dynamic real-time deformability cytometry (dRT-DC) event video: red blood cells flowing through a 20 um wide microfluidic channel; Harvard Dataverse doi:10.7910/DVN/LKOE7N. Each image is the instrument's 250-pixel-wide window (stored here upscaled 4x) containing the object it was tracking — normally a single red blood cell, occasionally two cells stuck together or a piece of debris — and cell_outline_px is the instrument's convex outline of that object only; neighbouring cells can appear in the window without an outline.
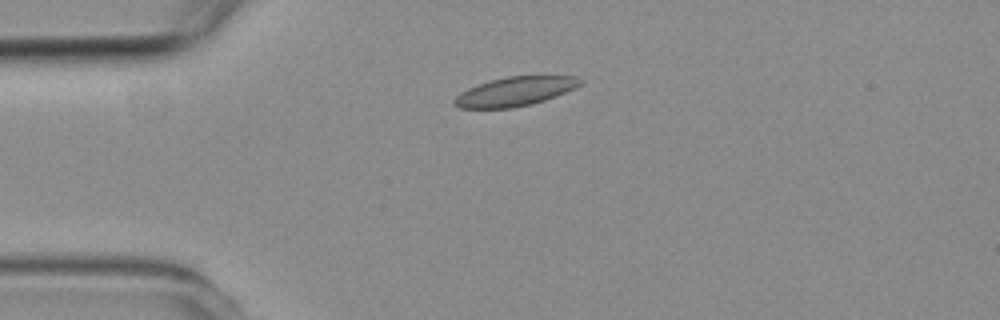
{"species": "common noctule bat (a hibernating species)", "species_latin": "Nyctalus noctula", "temperature_condition": "room temperature", "stored_images_in_passage": 4, "camera_frame_rate_fps": 3000, "um_per_image_px": 0.085, "animal": {"sex": "female", "body_mass_g": 19.3, "forearm_length_mm": 54.1}, "frame": {"image": 1, "passage_image": 2, "time_ms": 1.0, "image_size_px": [1000, 320], "cell_outline_px": [[584, 80], [580, 84], [564, 92], [544, 100], [512, 108], [460, 108], [452, 104], [452, 100], [460, 92], [468, 88], [492, 80], [508, 76], [576, 76]], "centroid_in_image_um": [43.72, 7.77], "position_along_channel_um": 41.3, "area_um2": 20.98}}
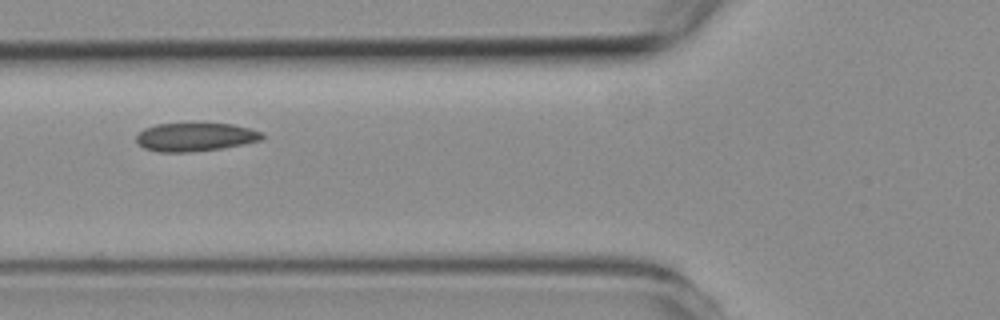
{"frame": {"image": 2, "passage_image": 4, "time_ms": 3.333, "image_size_px": [1000, 320], "cell_outline_px": [[264, 136], [260, 140], [220, 148], [188, 152], [160, 152], [144, 148], [136, 140], [136, 136], [144, 128], [156, 124], [232, 124], [264, 132]], "centroid_in_image_um": [16.58, 11.64], "position_along_channel_um": 109.2, "area_um2": 20.46}}